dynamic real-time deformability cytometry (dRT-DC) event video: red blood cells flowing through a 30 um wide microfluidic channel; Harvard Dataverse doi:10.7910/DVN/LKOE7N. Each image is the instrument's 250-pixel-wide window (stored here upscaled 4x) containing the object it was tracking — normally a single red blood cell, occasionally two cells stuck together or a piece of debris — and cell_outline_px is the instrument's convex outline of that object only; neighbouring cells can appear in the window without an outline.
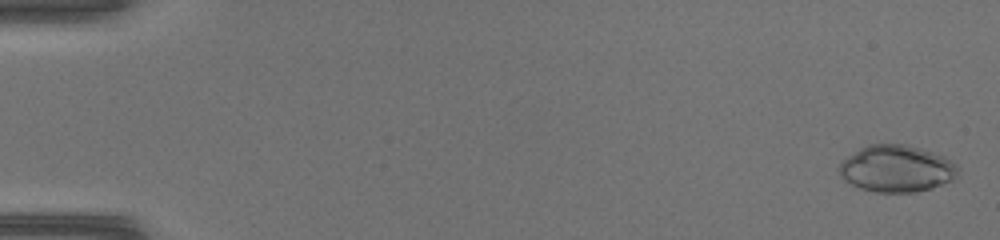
{"species": "common noctule bat (a hibernating species)", "species_latin": "Nyctalus noctula", "temperature_condition": "warm", "stored_images_in_passage": 47, "camera_frame_rate_fps": 3000, "um_per_image_px": 0.085, "animal": {"sex": "female", "body_mass_g": 17.0, "forearm_length_mm": 48.0}, "frame": {"image": 1, "passage_image": 2, "time_ms": 0.333, "image_size_px": [1000, 240], "cell_outline_px": [[956, 176], [952, 180], [932, 188], [916, 192], [876, 192], [860, 188], [844, 180], [840, 176], [836, 168], [848, 156], [860, 148], [868, 144], [904, 144], [920, 148], [944, 156], [956, 164]], "centroid_in_image_um": [76.17, 14.33], "position_along_channel_um": 8.8, "area_um2": 32.31}}
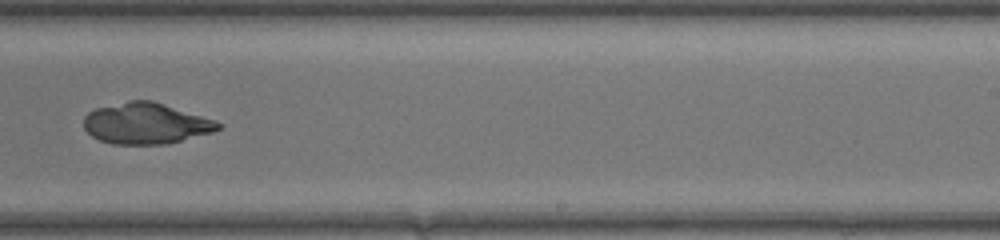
{"frame": {"image": 2, "passage_image": 31, "time_ms": 10.0, "image_size_px": [1000, 240], "cell_outline_px": [[224, 124], [220, 128], [212, 132], [168, 144], [112, 144], [100, 140], [92, 136], [84, 128], [84, 116], [88, 112], [96, 108], [128, 100], [152, 100], [216, 120]], "centroid_in_image_um": [12.41, 10.49], "position_along_channel_um": 276.6, "area_um2": 32.25}}
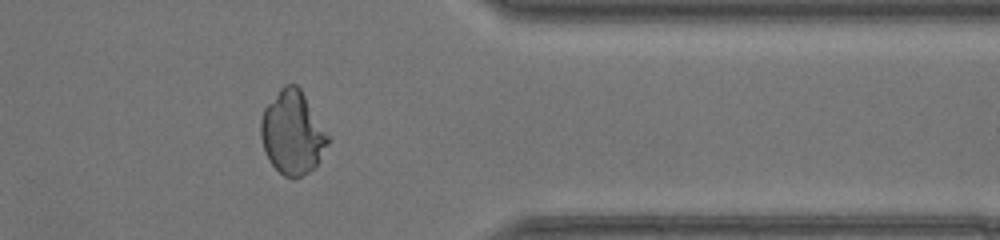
{"frame": {"image": 3, "passage_image": 39, "time_ms": 12.667, "image_size_px": [1000, 240], "cell_outline_px": [[328, 144], [316, 164], [308, 172], [292, 180], [284, 176], [268, 160], [264, 152], [260, 136], [260, 120], [264, 108], [280, 88], [284, 84], [296, 84], [300, 88], [328, 136]], "centroid_in_image_um": [24.81, 11.29], "position_along_channel_um": 386.6, "area_um2": 32.25}}